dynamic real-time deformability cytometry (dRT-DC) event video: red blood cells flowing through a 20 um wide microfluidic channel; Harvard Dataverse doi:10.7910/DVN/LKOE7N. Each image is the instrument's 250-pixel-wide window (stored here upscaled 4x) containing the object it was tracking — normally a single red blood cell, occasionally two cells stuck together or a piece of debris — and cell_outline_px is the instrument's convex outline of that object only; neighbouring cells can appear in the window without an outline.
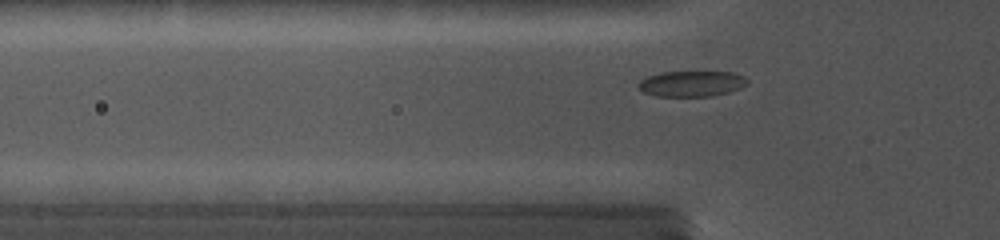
{"species": "common noctule bat (a hibernating species)", "species_latin": "Nyctalus noctula", "temperature_condition": "cold", "stored_images_in_passage": 30, "camera_frame_rate_fps": 5000, "um_per_image_px": 0.085, "animal": {"sex": "female", "body_mass_g": 19.0, "forearm_length_mm": 56.7}, "frame": {"image": 1, "passage_image": 8, "time_ms": 3.2, "image_size_px": [1000, 240], "cell_outline_px": [[748, 84], [740, 88], [728, 92], [708, 96], [656, 96], [644, 92], [636, 84], [640, 80], [648, 76], [660, 72], [732, 72], [744, 76], [748, 80]], "centroid_in_image_um": [58.78, 7.1], "position_along_channel_um": 67.0, "area_um2": 16.24}}
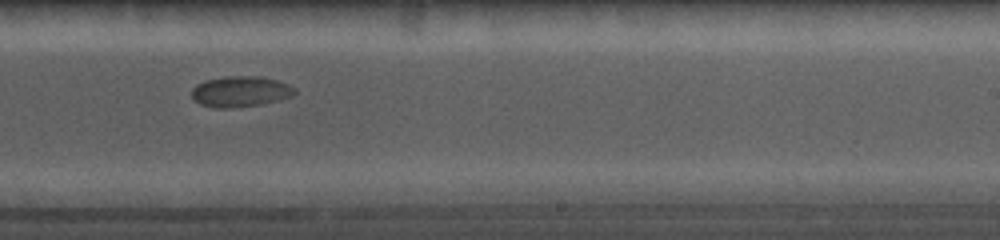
{"frame": {"image": 2, "passage_image": 20, "time_ms": 8.8, "image_size_px": [1000, 240], "cell_outline_px": [[296, 92], [292, 96], [260, 104], [228, 108], [220, 108], [200, 104], [192, 96], [192, 88], [196, 84], [204, 80], [228, 76], [260, 76], [276, 80], [288, 84], [296, 88]], "centroid_in_image_um": [20.43, 7.76], "position_along_channel_um": 268.6, "area_um2": 18.26}}
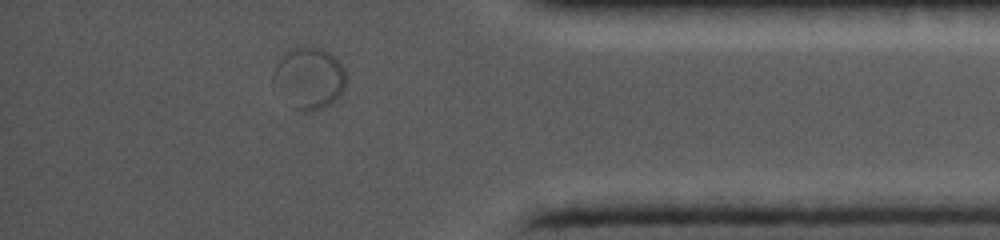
{"frame": {"image": 3, "passage_image": 28, "time_ms": 13.0, "image_size_px": [1000, 240], "cell_outline_px": [[344, 88], [328, 104], [320, 108], [296, 108], [272, 84], [272, 72], [276, 64], [288, 52], [300, 44], [308, 44], [320, 48], [328, 52], [344, 68]], "centroid_in_image_um": [26.23, 6.54], "position_along_channel_um": 409.0, "area_um2": 25.09}}